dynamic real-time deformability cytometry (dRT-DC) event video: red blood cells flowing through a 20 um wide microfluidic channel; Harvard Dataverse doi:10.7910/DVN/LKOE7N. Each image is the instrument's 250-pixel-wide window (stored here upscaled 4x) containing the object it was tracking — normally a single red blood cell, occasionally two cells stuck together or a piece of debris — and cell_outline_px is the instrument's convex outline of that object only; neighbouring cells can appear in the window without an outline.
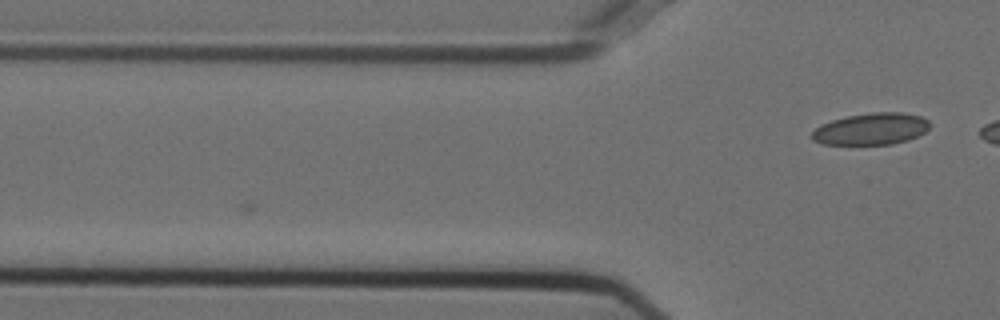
{"species": "Egyptian fruit bat (a non-hibernating species)", "species_latin": "Rousettus aegyptiacus", "temperature_condition": "cold", "stored_images_in_passage": 3, "camera_frame_rate_fps": 3000, "um_per_image_px": 0.085, "animal": {"sex": "female"}, "frame": {"image": 1, "passage_image": 3, "time_ms": 0.667, "image_size_px": [1000, 320], "cell_outline_px": [[932, 124], [924, 132], [908, 140], [892, 144], [824, 144], [812, 140], [812, 132], [820, 124], [832, 120], [848, 116], [872, 112], [904, 112], [920, 116], [928, 120]], "centroid_in_image_um": [74.06, 10.95], "position_along_channel_um": 51.7, "area_um2": 21.79}}